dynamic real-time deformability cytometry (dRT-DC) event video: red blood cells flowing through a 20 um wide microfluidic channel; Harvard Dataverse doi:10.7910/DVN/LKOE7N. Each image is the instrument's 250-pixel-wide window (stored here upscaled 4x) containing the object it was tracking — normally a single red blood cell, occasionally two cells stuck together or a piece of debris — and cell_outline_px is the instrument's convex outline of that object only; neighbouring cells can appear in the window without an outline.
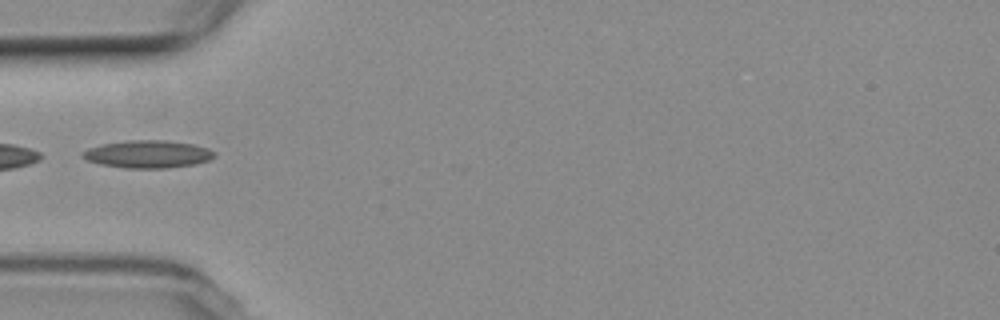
{"species": "common noctule bat (a hibernating species)", "species_latin": "Nyctalus noctula", "temperature_condition": "room temperature", "stored_images_in_passage": 3, "camera_frame_rate_fps": 3000, "um_per_image_px": 0.085, "animal": {"sex": "female", "body_mass_g": 19.3, "forearm_length_mm": 54.1}, "frame": {"image": 1, "passage_image": 1, "time_ms": 0.0, "image_size_px": [1000, 320], "cell_outline_px": [[216, 156], [208, 160], [196, 164], [168, 168], [124, 168], [100, 164], [88, 160], [80, 156], [80, 152], [88, 148], [100, 144], [128, 140], [164, 140], [192, 144], [208, 148], [216, 152]], "centroid_in_image_um": [12.55, 13.1], "position_along_channel_um": 72.5, "area_um2": 21.39}}
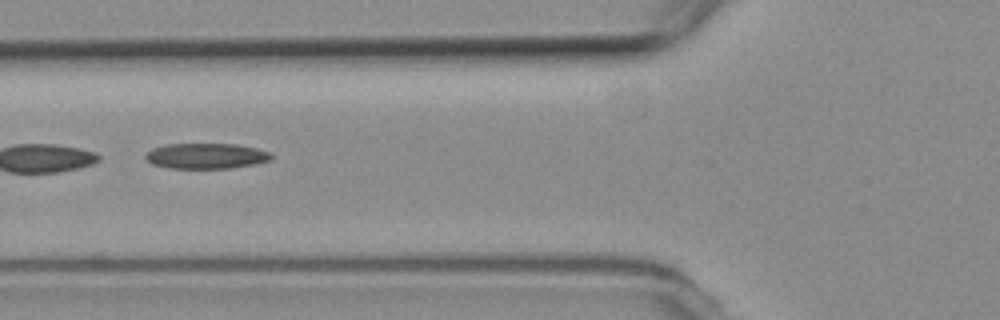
{"frame": {"image": 2, "passage_image": 2, "time_ms": 1.0, "image_size_px": [1000, 320], "cell_outline_px": [[272, 160], [256, 164], [232, 168], [168, 168], [152, 164], [144, 160], [144, 156], [152, 148], [164, 144], [236, 144], [256, 148], [272, 152]], "centroid_in_image_um": [17.52, 13.26], "position_along_channel_um": 108.3, "area_um2": 18.96}}
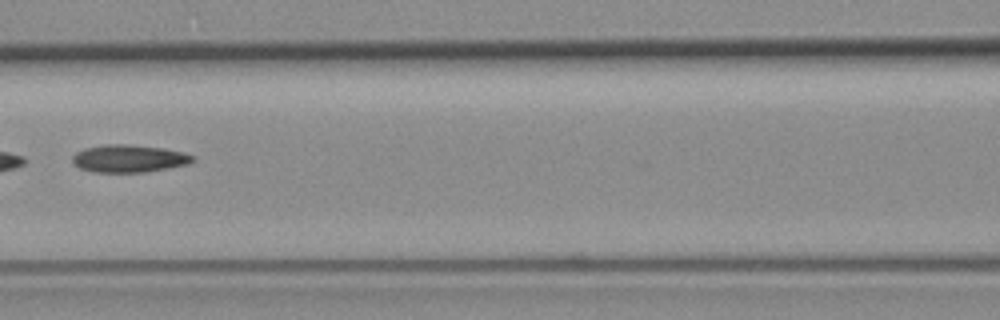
{"frame": {"image": 3, "passage_image": 3, "time_ms": 2.333, "image_size_px": [1000, 320], "cell_outline_px": [[196, 160], [188, 164], [168, 168], [144, 172], [92, 172], [80, 168], [72, 164], [72, 156], [76, 152], [84, 148], [104, 144], [128, 144], [164, 148], [184, 152], [196, 156]], "centroid_in_image_um": [10.96, 13.47], "position_along_channel_um": 155.6, "area_um2": 19.59}}